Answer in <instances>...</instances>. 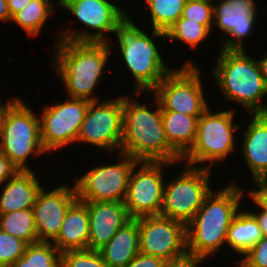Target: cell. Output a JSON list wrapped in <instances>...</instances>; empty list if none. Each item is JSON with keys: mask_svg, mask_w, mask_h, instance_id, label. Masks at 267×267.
Returning a JSON list of instances; mask_svg holds the SVG:
<instances>
[{"mask_svg": "<svg viewBox=\"0 0 267 267\" xmlns=\"http://www.w3.org/2000/svg\"><path fill=\"white\" fill-rule=\"evenodd\" d=\"M131 13H127L115 26L113 37L115 41L110 40L109 45L111 50L117 44V52L121 62H124V67L132 76L133 83L131 89L134 93L146 94L148 98L157 85L163 78L174 68L169 67L167 61L164 60L163 53L165 50H160L159 45L163 39H166V34L158 30H150L149 32L143 26H138L136 20L134 22ZM142 27V28H141ZM144 29V30H143ZM146 31V32H145ZM159 40V41H158ZM112 42V43H111ZM114 42L116 44H114ZM160 42V43H158ZM119 50V51H118ZM160 50V51H159Z\"/></svg>", "mask_w": 267, "mask_h": 267, "instance_id": "cell-1", "label": "cell"}, {"mask_svg": "<svg viewBox=\"0 0 267 267\" xmlns=\"http://www.w3.org/2000/svg\"><path fill=\"white\" fill-rule=\"evenodd\" d=\"M128 93L123 95V132L119 152L137 161L181 163L182 157L167 141L158 100L153 97L154 101L150 100L148 104L145 99L144 102L138 100L141 93Z\"/></svg>", "mask_w": 267, "mask_h": 267, "instance_id": "cell-2", "label": "cell"}, {"mask_svg": "<svg viewBox=\"0 0 267 267\" xmlns=\"http://www.w3.org/2000/svg\"><path fill=\"white\" fill-rule=\"evenodd\" d=\"M51 53V68L68 98L101 100L95 92L105 82L108 61L114 54L109 43L57 41Z\"/></svg>", "mask_w": 267, "mask_h": 267, "instance_id": "cell-3", "label": "cell"}, {"mask_svg": "<svg viewBox=\"0 0 267 267\" xmlns=\"http://www.w3.org/2000/svg\"><path fill=\"white\" fill-rule=\"evenodd\" d=\"M228 182L226 187L214 188L205 197L201 208L186 226L187 251L203 256L209 261L210 256L221 253L226 247L227 231L232 219L244 207L241 205L246 196L247 187L241 183ZM239 184V185H238Z\"/></svg>", "mask_w": 267, "mask_h": 267, "instance_id": "cell-4", "label": "cell"}, {"mask_svg": "<svg viewBox=\"0 0 267 267\" xmlns=\"http://www.w3.org/2000/svg\"><path fill=\"white\" fill-rule=\"evenodd\" d=\"M211 67V80L227 103L241 104L248 114L267 113V83L247 50H222ZM250 53V55H249ZM264 101V102H263Z\"/></svg>", "mask_w": 267, "mask_h": 267, "instance_id": "cell-5", "label": "cell"}, {"mask_svg": "<svg viewBox=\"0 0 267 267\" xmlns=\"http://www.w3.org/2000/svg\"><path fill=\"white\" fill-rule=\"evenodd\" d=\"M229 108L216 109L217 111L214 112L210 105L199 117L195 141L191 149L182 157L181 163L215 170L216 165H222L224 160L226 163L229 156L236 153L235 150L239 149L236 146V135H238L236 133L240 131L242 134L240 129L243 125L236 122L235 116L239 112L235 106Z\"/></svg>", "mask_w": 267, "mask_h": 267, "instance_id": "cell-6", "label": "cell"}, {"mask_svg": "<svg viewBox=\"0 0 267 267\" xmlns=\"http://www.w3.org/2000/svg\"><path fill=\"white\" fill-rule=\"evenodd\" d=\"M31 108L20 96L8 108L0 131V153L20 171L33 170L28 160L48 153L41 141L39 112Z\"/></svg>", "mask_w": 267, "mask_h": 267, "instance_id": "cell-7", "label": "cell"}, {"mask_svg": "<svg viewBox=\"0 0 267 267\" xmlns=\"http://www.w3.org/2000/svg\"><path fill=\"white\" fill-rule=\"evenodd\" d=\"M114 0H75L68 2L61 11L69 12L74 16L63 30L60 29L53 36L57 41L109 43L112 40L116 24L128 13L129 8H124ZM72 14V15H71ZM73 19V20H72ZM76 20V21H75ZM78 23L83 29L73 27L71 22ZM80 22V23H79ZM67 28V29H65ZM79 28V29H77ZM58 34V35H57ZM111 34V35H110Z\"/></svg>", "mask_w": 267, "mask_h": 267, "instance_id": "cell-8", "label": "cell"}, {"mask_svg": "<svg viewBox=\"0 0 267 267\" xmlns=\"http://www.w3.org/2000/svg\"><path fill=\"white\" fill-rule=\"evenodd\" d=\"M194 61L185 59L183 65L174 67L150 93L158 100L161 111L201 116L210 107L203 88L206 86H203L202 67Z\"/></svg>", "mask_w": 267, "mask_h": 267, "instance_id": "cell-9", "label": "cell"}, {"mask_svg": "<svg viewBox=\"0 0 267 267\" xmlns=\"http://www.w3.org/2000/svg\"><path fill=\"white\" fill-rule=\"evenodd\" d=\"M181 165L182 170L177 176L175 174L172 178L166 176L159 214L187 226L201 208L205 197L213 189L211 179L213 181L212 173L216 170L184 163H180L179 166Z\"/></svg>", "mask_w": 267, "mask_h": 267, "instance_id": "cell-10", "label": "cell"}, {"mask_svg": "<svg viewBox=\"0 0 267 267\" xmlns=\"http://www.w3.org/2000/svg\"><path fill=\"white\" fill-rule=\"evenodd\" d=\"M117 97V98H115ZM104 100L91 101L81 124L76 144H85L119 153L123 132V94ZM115 152V153H114Z\"/></svg>", "mask_w": 267, "mask_h": 267, "instance_id": "cell-11", "label": "cell"}, {"mask_svg": "<svg viewBox=\"0 0 267 267\" xmlns=\"http://www.w3.org/2000/svg\"><path fill=\"white\" fill-rule=\"evenodd\" d=\"M115 163L99 164L85 174L74 177L77 199L81 201L124 202L129 175L137 160L127 154L116 153Z\"/></svg>", "mask_w": 267, "mask_h": 267, "instance_id": "cell-12", "label": "cell"}, {"mask_svg": "<svg viewBox=\"0 0 267 267\" xmlns=\"http://www.w3.org/2000/svg\"><path fill=\"white\" fill-rule=\"evenodd\" d=\"M176 167L165 161H137L130 172L124 204L128 215L135 219L141 216L159 215L167 168Z\"/></svg>", "mask_w": 267, "mask_h": 267, "instance_id": "cell-13", "label": "cell"}, {"mask_svg": "<svg viewBox=\"0 0 267 267\" xmlns=\"http://www.w3.org/2000/svg\"><path fill=\"white\" fill-rule=\"evenodd\" d=\"M66 98L65 101L42 106L43 111L39 114L41 141L48 154L55 150L60 152L76 144L91 102L86 99Z\"/></svg>", "mask_w": 267, "mask_h": 267, "instance_id": "cell-14", "label": "cell"}, {"mask_svg": "<svg viewBox=\"0 0 267 267\" xmlns=\"http://www.w3.org/2000/svg\"><path fill=\"white\" fill-rule=\"evenodd\" d=\"M213 3V28L220 30L222 35L226 36L222 37L219 49H247L244 47V43L250 36H253L258 27L259 17L257 15L260 12H258L256 0H213Z\"/></svg>", "mask_w": 267, "mask_h": 267, "instance_id": "cell-15", "label": "cell"}, {"mask_svg": "<svg viewBox=\"0 0 267 267\" xmlns=\"http://www.w3.org/2000/svg\"><path fill=\"white\" fill-rule=\"evenodd\" d=\"M139 252L165 261L187 251L186 225L164 217H138Z\"/></svg>", "mask_w": 267, "mask_h": 267, "instance_id": "cell-16", "label": "cell"}, {"mask_svg": "<svg viewBox=\"0 0 267 267\" xmlns=\"http://www.w3.org/2000/svg\"><path fill=\"white\" fill-rule=\"evenodd\" d=\"M59 185L49 190L43 186L32 207L39 241L52 242L57 237L70 205L77 199L74 183Z\"/></svg>", "mask_w": 267, "mask_h": 267, "instance_id": "cell-17", "label": "cell"}, {"mask_svg": "<svg viewBox=\"0 0 267 267\" xmlns=\"http://www.w3.org/2000/svg\"><path fill=\"white\" fill-rule=\"evenodd\" d=\"M89 215L87 249L98 251L132 218L124 202L83 201Z\"/></svg>", "mask_w": 267, "mask_h": 267, "instance_id": "cell-18", "label": "cell"}, {"mask_svg": "<svg viewBox=\"0 0 267 267\" xmlns=\"http://www.w3.org/2000/svg\"><path fill=\"white\" fill-rule=\"evenodd\" d=\"M249 116V117H248ZM238 153L246 164L251 180L267 179V113L248 114Z\"/></svg>", "mask_w": 267, "mask_h": 267, "instance_id": "cell-19", "label": "cell"}, {"mask_svg": "<svg viewBox=\"0 0 267 267\" xmlns=\"http://www.w3.org/2000/svg\"><path fill=\"white\" fill-rule=\"evenodd\" d=\"M34 170H18L0 187V213L32 208L44 185Z\"/></svg>", "mask_w": 267, "mask_h": 267, "instance_id": "cell-20", "label": "cell"}, {"mask_svg": "<svg viewBox=\"0 0 267 267\" xmlns=\"http://www.w3.org/2000/svg\"><path fill=\"white\" fill-rule=\"evenodd\" d=\"M89 215L86 204L76 199L69 207L53 245L61 252L87 249Z\"/></svg>", "mask_w": 267, "mask_h": 267, "instance_id": "cell-21", "label": "cell"}, {"mask_svg": "<svg viewBox=\"0 0 267 267\" xmlns=\"http://www.w3.org/2000/svg\"><path fill=\"white\" fill-rule=\"evenodd\" d=\"M98 251L107 267H125L139 253L138 218H132Z\"/></svg>", "mask_w": 267, "mask_h": 267, "instance_id": "cell-22", "label": "cell"}, {"mask_svg": "<svg viewBox=\"0 0 267 267\" xmlns=\"http://www.w3.org/2000/svg\"><path fill=\"white\" fill-rule=\"evenodd\" d=\"M163 128L169 145L183 157L192 147L200 116L161 111Z\"/></svg>", "mask_w": 267, "mask_h": 267, "instance_id": "cell-23", "label": "cell"}, {"mask_svg": "<svg viewBox=\"0 0 267 267\" xmlns=\"http://www.w3.org/2000/svg\"><path fill=\"white\" fill-rule=\"evenodd\" d=\"M261 229L255 216L245 207L237 212L227 231L225 251L231 250L240 258L261 238Z\"/></svg>", "mask_w": 267, "mask_h": 267, "instance_id": "cell-24", "label": "cell"}, {"mask_svg": "<svg viewBox=\"0 0 267 267\" xmlns=\"http://www.w3.org/2000/svg\"><path fill=\"white\" fill-rule=\"evenodd\" d=\"M56 7L55 0H31L12 18L11 23L25 31L29 38H36L42 34L50 19L52 20L53 14L57 12Z\"/></svg>", "mask_w": 267, "mask_h": 267, "instance_id": "cell-25", "label": "cell"}, {"mask_svg": "<svg viewBox=\"0 0 267 267\" xmlns=\"http://www.w3.org/2000/svg\"><path fill=\"white\" fill-rule=\"evenodd\" d=\"M0 230L27 244L39 241L32 208L0 213Z\"/></svg>", "mask_w": 267, "mask_h": 267, "instance_id": "cell-26", "label": "cell"}, {"mask_svg": "<svg viewBox=\"0 0 267 267\" xmlns=\"http://www.w3.org/2000/svg\"><path fill=\"white\" fill-rule=\"evenodd\" d=\"M187 0H143L153 30L166 32L181 16Z\"/></svg>", "mask_w": 267, "mask_h": 267, "instance_id": "cell-27", "label": "cell"}, {"mask_svg": "<svg viewBox=\"0 0 267 267\" xmlns=\"http://www.w3.org/2000/svg\"><path fill=\"white\" fill-rule=\"evenodd\" d=\"M165 34L166 40L179 44L182 43V45L188 46L186 47L188 50L192 49V52L202 47L200 45H203V43L206 42L205 40L210 39L212 35L204 25L181 17L165 32Z\"/></svg>", "mask_w": 267, "mask_h": 267, "instance_id": "cell-28", "label": "cell"}, {"mask_svg": "<svg viewBox=\"0 0 267 267\" xmlns=\"http://www.w3.org/2000/svg\"><path fill=\"white\" fill-rule=\"evenodd\" d=\"M10 267H61V252L52 242L31 243Z\"/></svg>", "mask_w": 267, "mask_h": 267, "instance_id": "cell-29", "label": "cell"}, {"mask_svg": "<svg viewBox=\"0 0 267 267\" xmlns=\"http://www.w3.org/2000/svg\"><path fill=\"white\" fill-rule=\"evenodd\" d=\"M213 0H187L181 18L204 25L212 34L214 25Z\"/></svg>", "mask_w": 267, "mask_h": 267, "instance_id": "cell-30", "label": "cell"}, {"mask_svg": "<svg viewBox=\"0 0 267 267\" xmlns=\"http://www.w3.org/2000/svg\"><path fill=\"white\" fill-rule=\"evenodd\" d=\"M61 267H107L99 251L84 249L61 253Z\"/></svg>", "mask_w": 267, "mask_h": 267, "instance_id": "cell-31", "label": "cell"}, {"mask_svg": "<svg viewBox=\"0 0 267 267\" xmlns=\"http://www.w3.org/2000/svg\"><path fill=\"white\" fill-rule=\"evenodd\" d=\"M28 244L0 230V267H10L21 258Z\"/></svg>", "mask_w": 267, "mask_h": 267, "instance_id": "cell-32", "label": "cell"}, {"mask_svg": "<svg viewBox=\"0 0 267 267\" xmlns=\"http://www.w3.org/2000/svg\"><path fill=\"white\" fill-rule=\"evenodd\" d=\"M242 257L248 267H267V237H262Z\"/></svg>", "mask_w": 267, "mask_h": 267, "instance_id": "cell-33", "label": "cell"}, {"mask_svg": "<svg viewBox=\"0 0 267 267\" xmlns=\"http://www.w3.org/2000/svg\"><path fill=\"white\" fill-rule=\"evenodd\" d=\"M207 258L186 251L182 255L165 261L164 267H202ZM201 263V264H200Z\"/></svg>", "mask_w": 267, "mask_h": 267, "instance_id": "cell-34", "label": "cell"}, {"mask_svg": "<svg viewBox=\"0 0 267 267\" xmlns=\"http://www.w3.org/2000/svg\"><path fill=\"white\" fill-rule=\"evenodd\" d=\"M252 182H254L253 187L255 189L246 190V196H249L262 210L267 211V180H256Z\"/></svg>", "mask_w": 267, "mask_h": 267, "instance_id": "cell-35", "label": "cell"}, {"mask_svg": "<svg viewBox=\"0 0 267 267\" xmlns=\"http://www.w3.org/2000/svg\"><path fill=\"white\" fill-rule=\"evenodd\" d=\"M164 264L162 258L139 252L125 267H164Z\"/></svg>", "mask_w": 267, "mask_h": 267, "instance_id": "cell-36", "label": "cell"}, {"mask_svg": "<svg viewBox=\"0 0 267 267\" xmlns=\"http://www.w3.org/2000/svg\"><path fill=\"white\" fill-rule=\"evenodd\" d=\"M17 171L18 169L11 163L9 158L0 153V187Z\"/></svg>", "mask_w": 267, "mask_h": 267, "instance_id": "cell-37", "label": "cell"}, {"mask_svg": "<svg viewBox=\"0 0 267 267\" xmlns=\"http://www.w3.org/2000/svg\"><path fill=\"white\" fill-rule=\"evenodd\" d=\"M247 199L251 200V202H253L252 203L253 205H256V206H254L256 211L254 210V207H252L253 210H250L251 207H249V206H248V208H249L248 210L257 219L259 227L261 229L262 236L263 237H267V211L266 210H262L257 204H255L254 201H252V199H250L249 196L247 197Z\"/></svg>", "mask_w": 267, "mask_h": 267, "instance_id": "cell-38", "label": "cell"}, {"mask_svg": "<svg viewBox=\"0 0 267 267\" xmlns=\"http://www.w3.org/2000/svg\"><path fill=\"white\" fill-rule=\"evenodd\" d=\"M31 0H7L8 10L13 18L19 13Z\"/></svg>", "mask_w": 267, "mask_h": 267, "instance_id": "cell-39", "label": "cell"}, {"mask_svg": "<svg viewBox=\"0 0 267 267\" xmlns=\"http://www.w3.org/2000/svg\"><path fill=\"white\" fill-rule=\"evenodd\" d=\"M20 96H14L13 98H8V100L5 101V103L2 101V98L0 99V131L2 128L3 120L5 117V114L8 110V108L19 98Z\"/></svg>", "mask_w": 267, "mask_h": 267, "instance_id": "cell-40", "label": "cell"}, {"mask_svg": "<svg viewBox=\"0 0 267 267\" xmlns=\"http://www.w3.org/2000/svg\"><path fill=\"white\" fill-rule=\"evenodd\" d=\"M12 21L8 10L7 0H0V22L10 23Z\"/></svg>", "mask_w": 267, "mask_h": 267, "instance_id": "cell-41", "label": "cell"}, {"mask_svg": "<svg viewBox=\"0 0 267 267\" xmlns=\"http://www.w3.org/2000/svg\"><path fill=\"white\" fill-rule=\"evenodd\" d=\"M266 51H267V48H266ZM266 51L264 54L258 57L257 62L260 68V72L265 82L267 83V52Z\"/></svg>", "mask_w": 267, "mask_h": 267, "instance_id": "cell-42", "label": "cell"}, {"mask_svg": "<svg viewBox=\"0 0 267 267\" xmlns=\"http://www.w3.org/2000/svg\"><path fill=\"white\" fill-rule=\"evenodd\" d=\"M70 1H75V0H56L57 9H59L60 11L61 10L60 8H63Z\"/></svg>", "mask_w": 267, "mask_h": 267, "instance_id": "cell-43", "label": "cell"}, {"mask_svg": "<svg viewBox=\"0 0 267 267\" xmlns=\"http://www.w3.org/2000/svg\"><path fill=\"white\" fill-rule=\"evenodd\" d=\"M234 263L235 267H248L241 259L238 258H236V261Z\"/></svg>", "mask_w": 267, "mask_h": 267, "instance_id": "cell-44", "label": "cell"}]
</instances>
